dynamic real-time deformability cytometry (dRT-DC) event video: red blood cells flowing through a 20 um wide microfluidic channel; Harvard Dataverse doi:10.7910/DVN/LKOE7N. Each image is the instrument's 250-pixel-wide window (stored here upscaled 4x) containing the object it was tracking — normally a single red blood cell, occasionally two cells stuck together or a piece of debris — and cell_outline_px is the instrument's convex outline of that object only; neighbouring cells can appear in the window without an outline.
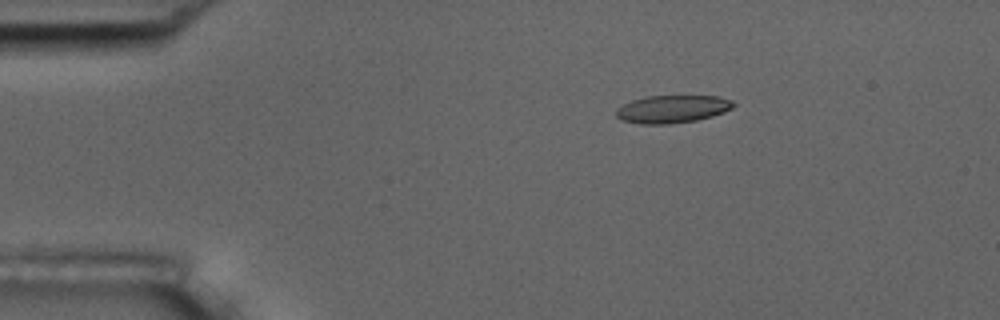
{"species": "common noctule bat (a hibernating species)", "species_latin": "Nyctalus noctula", "temperature_condition": "room temperature", "stored_images_in_passage": 3, "camera_frame_rate_fps": 3000, "um_per_image_px": 0.085, "animal": {"sex": "male", "body_mass_g": 17.5, "forearm_length_mm": 52.3}, "frame": {"image": 1, "passage_image": 1, "time_ms": 0.0, "image_size_px": [1000, 320], "cell_outline_px": [[736, 104], [732, 108], [724, 112], [712, 116], [696, 120], [668, 124], [640, 124], [620, 120], [616, 116], [616, 108], [632, 100], [648, 96], [716, 96], [732, 100]], "centroid_in_image_um": [57.13, 9.27], "position_along_channel_um": 27.9, "area_um2": 18.96}}